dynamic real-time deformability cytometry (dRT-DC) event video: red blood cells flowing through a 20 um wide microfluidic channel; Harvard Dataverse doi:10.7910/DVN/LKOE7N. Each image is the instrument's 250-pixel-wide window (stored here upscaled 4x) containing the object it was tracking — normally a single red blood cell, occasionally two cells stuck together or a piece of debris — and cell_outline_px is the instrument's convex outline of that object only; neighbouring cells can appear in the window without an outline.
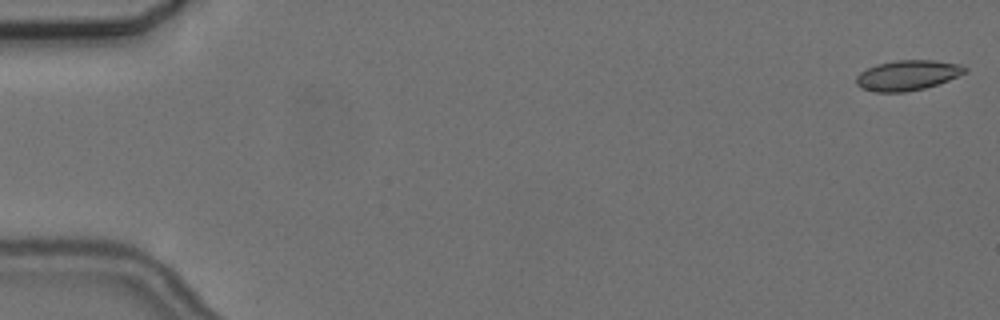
{"species": "common noctule bat (a hibernating species)", "species_latin": "Nyctalus noctula", "temperature_condition": "cold", "stored_images_in_passage": 56, "camera_frame_rate_fps": 3000, "um_per_image_px": 0.085, "animal": {"sex": "female", "body_mass_g": 24.6, "forearm_length_mm": 56.2}, "frame": {"image": 1, "passage_image": 1, "time_ms": 0.0, "image_size_px": [1000, 320], "cell_outline_px": [[968, 72], [948, 80], [924, 88], [904, 92], [876, 92], [860, 88], [856, 84], [856, 76], [860, 72], [876, 64], [896, 60], [936, 60], [960, 64], [968, 68]], "centroid_in_image_um": [77.14, 6.39], "position_along_channel_um": 7.9, "area_um2": 19.19}}
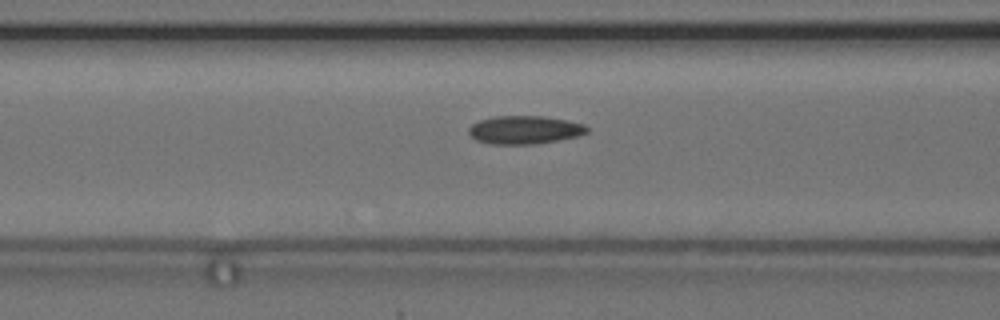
{"frame": {"image": 2, "passage_image": 23, "time_ms": 7.333, "image_size_px": [1000, 320], "cell_outline_px": [[588, 132], [580, 136], [536, 144], [488, 144], [476, 140], [468, 132], [468, 128], [472, 124], [480, 120], [496, 116], [544, 116], [568, 120], [584, 124], [588, 128]], "centroid_in_image_um": [44.61, 11.04], "position_along_channel_um": 122.0, "area_um2": 19.59}}
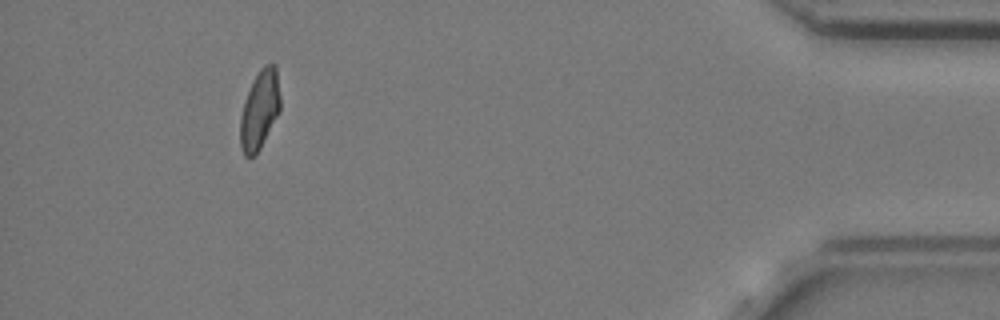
{"frame": {"image": 3, "passage_image": 52, "time_ms": 17.0, "image_size_px": [1000, 320], "cell_outline_px": [[280, 112], [256, 156], [244, 156], [240, 148], [240, 116], [244, 100], [252, 80], [260, 68], [264, 64], [276, 64], [280, 96]], "centroid_in_image_um": [22.07, 9.33], "position_along_channel_um": 413.1, "area_um2": 18.79}, "authors_computed_cell_mechanics": {"area_um2": 18.9873, "velocity_mm_per_s": 3.6598, "shape_relaxation_time_tau1_ms": null, "shape_relaxation_time_tau2_ms": 3.0499, "deformation_change_tau1": null, "deformation_change_tau2": 0.0782}}